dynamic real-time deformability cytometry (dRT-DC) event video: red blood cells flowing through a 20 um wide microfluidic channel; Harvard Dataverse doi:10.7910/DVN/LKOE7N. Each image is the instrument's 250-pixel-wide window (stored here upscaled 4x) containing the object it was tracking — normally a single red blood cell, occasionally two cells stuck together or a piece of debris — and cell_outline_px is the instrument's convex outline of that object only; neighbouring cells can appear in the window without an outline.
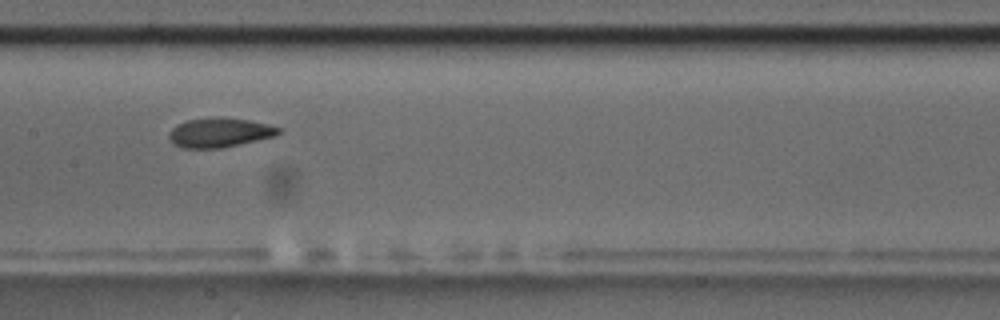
{"species": "common noctule bat (a hibernating species)", "species_latin": "Nyctalus noctula", "temperature_condition": "room temperature", "stored_images_in_passage": 14, "camera_frame_rate_fps": 3000, "um_per_image_px": 0.085, "animal": {"sex": "male", "body_mass_g": 17.5, "forearm_length_mm": 52.3}, "frame": {"image": 1, "passage_image": 8, "time_ms": 9.0, "image_size_px": [1000, 320], "cell_outline_px": [[280, 132], [276, 136], [220, 148], [180, 148], [172, 144], [168, 136], [168, 132], [176, 124], [188, 120], [212, 116], [220, 116], [248, 120], [268, 124], [280, 128]], "centroid_in_image_um": [18.61, 11.26], "position_along_channel_um": 188.8, "area_um2": 19.02}}
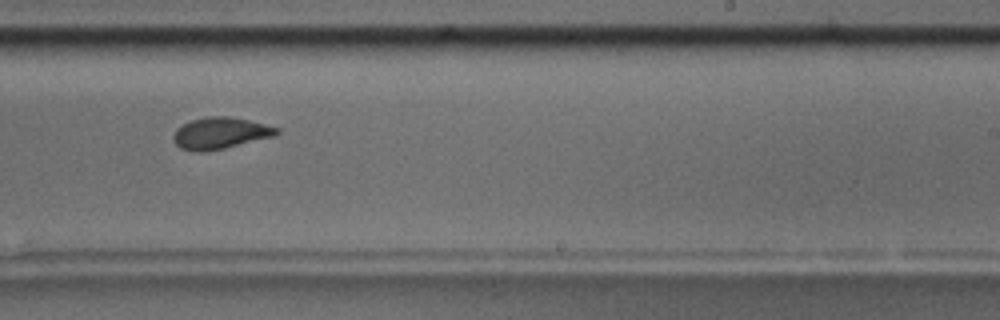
{"frame": {"image": 2, "passage_image": 10, "time_ms": 11.333, "image_size_px": [1000, 320], "cell_outline_px": [[280, 132], [276, 136], [224, 148], [200, 152], [196, 152], [180, 148], [172, 140], [172, 136], [176, 128], [192, 120], [208, 116], [228, 116], [248, 120], [280, 128]], "centroid_in_image_um": [18.72, 11.32], "position_along_channel_um": 270.3, "area_um2": 19.02}}